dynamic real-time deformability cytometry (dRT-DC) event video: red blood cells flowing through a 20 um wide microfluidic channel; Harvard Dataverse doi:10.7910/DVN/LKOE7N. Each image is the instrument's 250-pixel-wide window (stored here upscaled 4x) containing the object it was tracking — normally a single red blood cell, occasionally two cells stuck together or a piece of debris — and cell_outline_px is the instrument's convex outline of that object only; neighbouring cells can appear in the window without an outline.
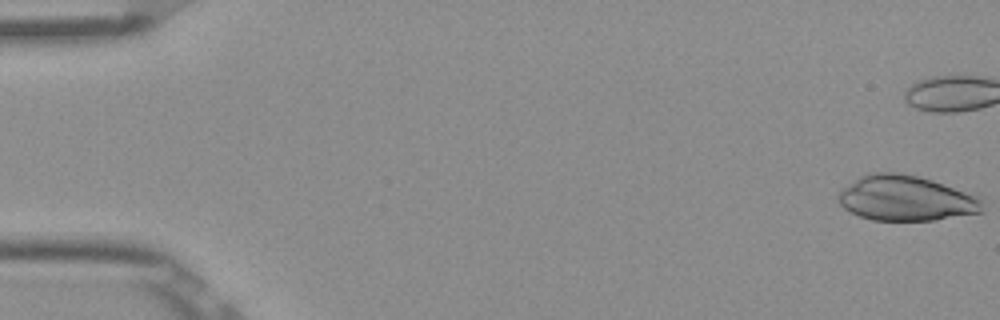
{"species": "Egyptian fruit bat (a non-hibernating species)", "species_latin": "Rousettus aegyptiacus", "temperature_condition": "room temperature", "stored_images_in_passage": 42, "camera_frame_rate_fps": 3000, "um_per_image_px": 0.085, "frame": {"image": 1, "passage_image": 1, "time_ms": 0.0, "image_size_px": [1000, 320], "cell_outline_px": [[984, 212], [936, 220], [872, 220], [860, 216], [844, 208], [840, 204], [836, 196], [844, 188], [860, 176], [868, 172], [896, 172], [916, 176], [932, 180], [976, 196], [984, 200]], "centroid_in_image_um": [77.01, 16.86], "position_along_channel_um": 8.0, "area_um2": 37.86}}